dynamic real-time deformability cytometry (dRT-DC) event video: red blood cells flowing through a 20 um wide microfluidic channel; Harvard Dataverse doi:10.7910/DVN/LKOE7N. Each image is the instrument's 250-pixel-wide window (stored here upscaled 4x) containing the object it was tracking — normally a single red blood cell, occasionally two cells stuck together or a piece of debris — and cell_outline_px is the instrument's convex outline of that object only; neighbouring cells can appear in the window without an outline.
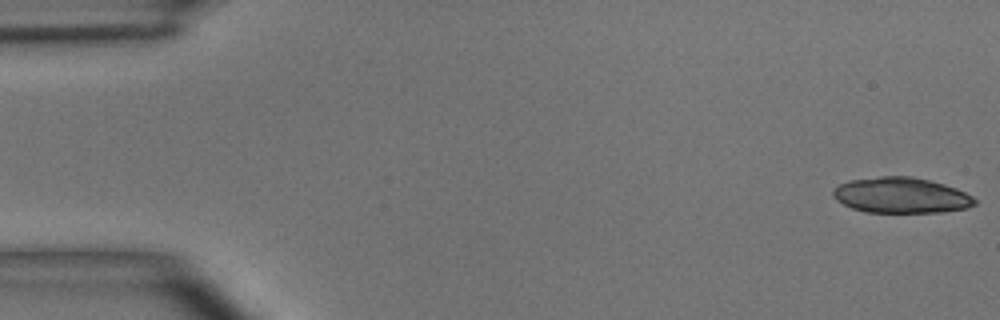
{"species": "common noctule bat (a hibernating species)", "species_latin": "Nyctalus noctula", "temperature_condition": "room temperature", "stored_images_in_passage": 5, "camera_frame_rate_fps": 3000, "um_per_image_px": 0.085, "animal": {"sex": "male", "body_mass_g": 15.6}, "frame": {"image": 1, "passage_image": 1, "time_ms": 0.0, "image_size_px": [1000, 320], "cell_outline_px": [[976, 204], [968, 208], [944, 212], [864, 212], [852, 208], [836, 200], [832, 196], [832, 188], [848, 180], [880, 176], [912, 176], [944, 184], [956, 188], [972, 196], [976, 200]], "centroid_in_image_um": [76.57, 16.6], "position_along_channel_um": 8.4, "area_um2": 29.59}}